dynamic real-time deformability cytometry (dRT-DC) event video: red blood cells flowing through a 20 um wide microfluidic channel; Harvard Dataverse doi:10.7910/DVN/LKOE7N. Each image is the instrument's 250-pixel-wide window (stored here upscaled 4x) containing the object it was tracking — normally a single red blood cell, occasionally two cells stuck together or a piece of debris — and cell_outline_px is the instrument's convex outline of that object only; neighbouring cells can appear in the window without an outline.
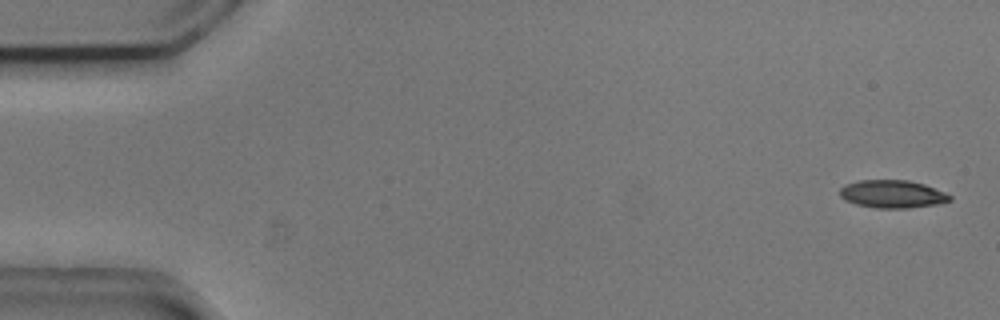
{"species": "common noctule bat (a hibernating species)", "species_latin": "Nyctalus noctula", "temperature_condition": "cold", "stored_images_in_passage": 54, "camera_frame_rate_fps": 3000, "um_per_image_px": 0.085, "animal": {"sex": "male", "body_mass_g": 20.5, "forearm_length_mm": 52.5}, "frame": {"image": 1, "passage_image": 2, "time_ms": 0.333, "image_size_px": [1000, 320], "cell_outline_px": [[952, 200], [936, 204], [908, 208], [876, 208], [856, 204], [844, 200], [840, 196], [840, 188], [856, 180], [908, 180], [924, 184], [944, 192], [952, 196]], "centroid_in_image_um": [75.84, 16.49], "position_along_channel_um": 9.2, "area_um2": 17.8}}
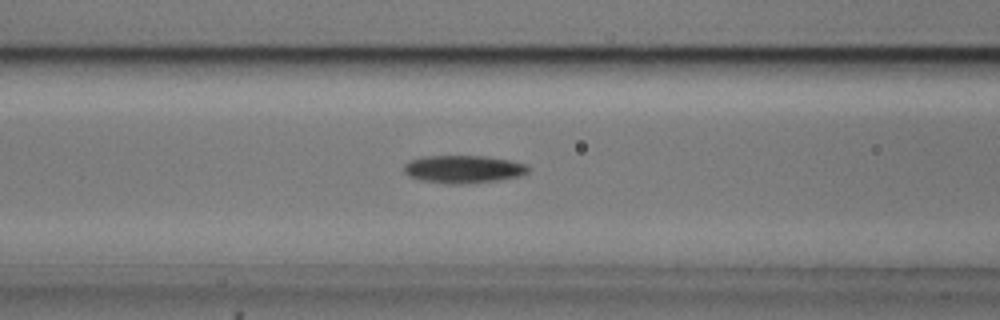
{"frame": {"image": 2, "passage_image": 22, "time_ms": 7.0, "image_size_px": [1000, 320], "cell_outline_px": [[528, 172], [520, 176], [500, 180], [464, 184], [448, 184], [420, 180], [408, 176], [404, 172], [404, 164], [408, 160], [424, 156], [488, 156], [512, 160], [528, 164]], "centroid_in_image_um": [39.39, 14.38], "position_along_channel_um": 127.2, "area_um2": 20.46}}
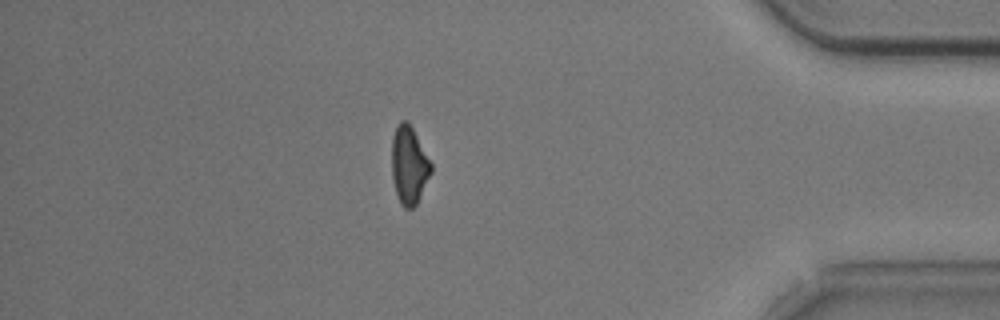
{"frame": {"image": 3, "passage_image": 47, "time_ms": 15.333, "image_size_px": [1000, 320], "cell_outline_px": [[432, 172], [416, 204], [412, 208], [404, 208], [400, 204], [396, 192], [392, 176], [392, 136], [400, 120], [408, 120], [432, 164]], "centroid_in_image_um": [34.77, 14.03], "position_along_channel_um": 400.4, "area_um2": 17.74}, "authors_computed_cell_mechanics": {"area_um2": 18.6983, "velocity_mm_per_s": 3.7348, "shape_relaxation_time_tau1_ms": 5.4388, "shape_relaxation_time_tau2_ms": null, "deformation_change_tau1": 0.1273, "deformation_change_tau2": null}}